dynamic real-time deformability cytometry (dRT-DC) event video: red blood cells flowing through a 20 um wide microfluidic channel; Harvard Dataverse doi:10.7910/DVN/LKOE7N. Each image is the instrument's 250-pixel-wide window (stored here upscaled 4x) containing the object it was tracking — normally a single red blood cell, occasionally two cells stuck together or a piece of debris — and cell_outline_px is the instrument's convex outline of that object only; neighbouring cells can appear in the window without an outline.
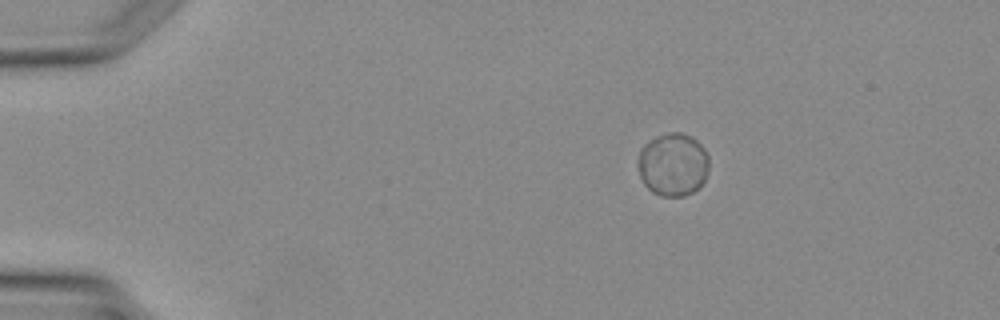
{"species": "Egyptian fruit bat (a non-hibernating species)", "species_latin": "Rousettus aegyptiacus", "temperature_condition": "warm", "stored_images_in_passage": 2, "camera_frame_rate_fps": 3000, "um_per_image_px": 0.085, "animal": {"sex": "female"}, "frame": {"image": 1, "passage_image": 1, "time_ms": 0.0, "image_size_px": [1000, 320], "cell_outline_px": [[708, 172], [704, 180], [692, 192], [684, 196], [660, 196], [652, 192], [644, 184], [640, 176], [640, 148], [644, 144], [656, 136], [668, 132], [680, 132], [692, 136], [704, 148], [708, 156]], "centroid_in_image_um": [57.22, 13.97], "position_along_channel_um": 27.8, "area_um2": 25.95}}
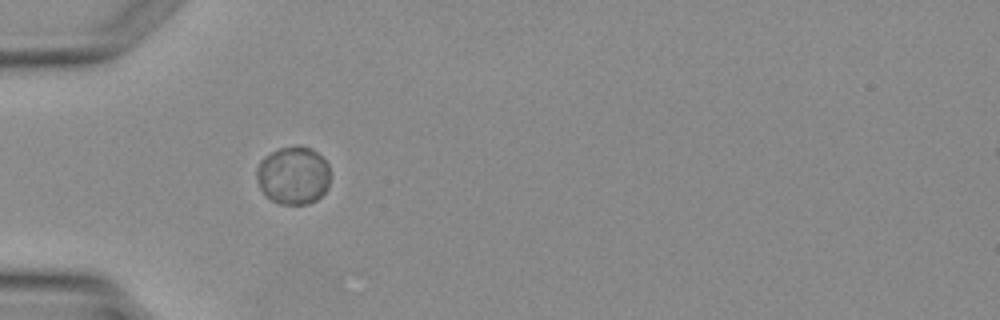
{"frame": {"image": 2, "passage_image": 2, "time_ms": 2.0, "image_size_px": [1000, 320], "cell_outline_px": [[328, 188], [316, 200], [308, 204], [280, 204], [272, 200], [260, 188], [256, 176], [256, 172], [260, 160], [264, 156], [280, 148], [296, 144], [300, 144], [312, 148], [328, 164]], "centroid_in_image_um": [24.92, 14.88], "position_along_channel_um": 60.1, "area_um2": 24.85}}